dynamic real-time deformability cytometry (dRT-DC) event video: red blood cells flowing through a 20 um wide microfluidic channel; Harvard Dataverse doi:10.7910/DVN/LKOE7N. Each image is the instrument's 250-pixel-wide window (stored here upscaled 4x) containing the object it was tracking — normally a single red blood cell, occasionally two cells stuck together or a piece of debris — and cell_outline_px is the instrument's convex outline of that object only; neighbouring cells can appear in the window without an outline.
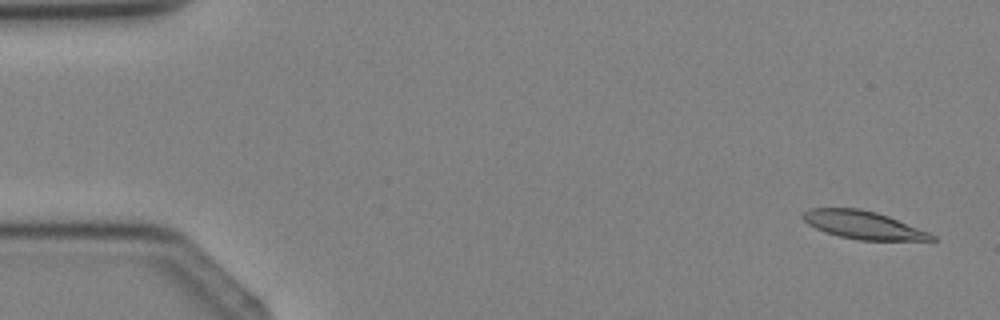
{"species": "Egyptian fruit bat (a non-hibernating species)", "species_latin": "Rousettus aegyptiacus", "temperature_condition": "cold", "stored_images_in_passage": 4, "camera_frame_rate_fps": 3000, "um_per_image_px": 0.085, "animal": {"sex": "female"}, "frame": {"image": 1, "passage_image": 1, "time_ms": 0.0, "image_size_px": [1000, 320], "cell_outline_px": [[936, 240], [860, 240], [840, 236], [816, 228], [808, 224], [800, 216], [808, 208], [860, 208], [876, 212], [888, 216], [928, 232], [936, 236]], "centroid_in_image_um": [73.35, 19.11], "position_along_channel_um": 11.7, "area_um2": 20.69}}
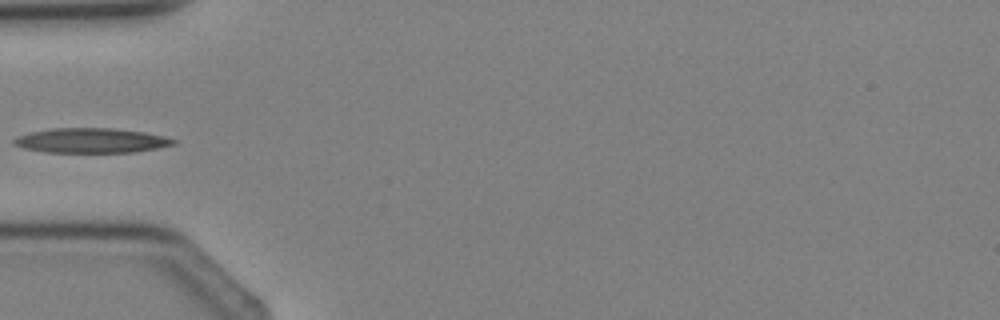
{"frame": {"image": 2, "passage_image": 4, "time_ms": 3.667, "image_size_px": [1000, 320], "cell_outline_px": [[176, 144], [136, 152], [44, 152], [24, 148], [12, 144], [12, 140], [16, 136], [32, 132], [52, 128], [112, 128], [144, 132], [176, 140]], "centroid_in_image_um": [7.7, 11.94], "position_along_channel_um": 77.3, "area_um2": 22.89}}